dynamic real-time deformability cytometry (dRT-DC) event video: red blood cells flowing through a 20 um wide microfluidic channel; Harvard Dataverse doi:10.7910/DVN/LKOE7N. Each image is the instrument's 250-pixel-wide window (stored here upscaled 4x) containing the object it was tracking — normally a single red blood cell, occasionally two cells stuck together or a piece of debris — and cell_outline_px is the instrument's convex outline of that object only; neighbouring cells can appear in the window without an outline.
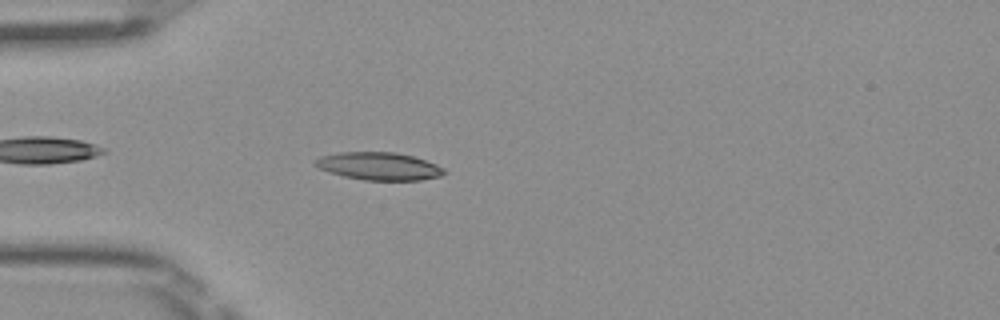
{"species": "Egyptian fruit bat (a non-hibernating species)", "species_latin": "Rousettus aegyptiacus", "temperature_condition": "room temperature", "stored_images_in_passage": 42, "camera_frame_rate_fps": 3000, "um_per_image_px": 0.085, "frame": {"image": 1, "passage_image": 6, "time_ms": 1.667, "image_size_px": [1000, 320], "cell_outline_px": [[448, 172], [440, 176], [420, 180], [364, 180], [344, 176], [328, 172], [312, 164], [312, 160], [320, 156], [340, 152], [396, 152], [412, 156], [436, 164], [444, 168]], "centroid_in_image_um": [32.18, 14.12], "position_along_channel_um": 52.8, "area_um2": 20.92}}
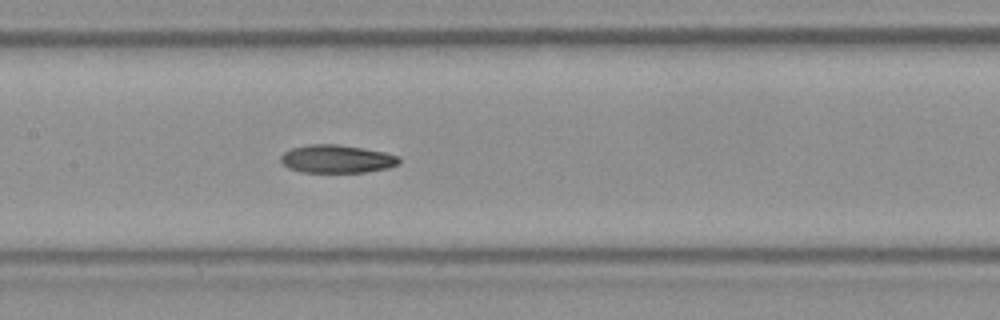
{"frame": {"image": 2, "passage_image": 16, "time_ms": 5.0, "image_size_px": [1000, 320], "cell_outline_px": [[400, 164], [388, 168], [364, 172], [300, 172], [288, 168], [280, 160], [280, 156], [284, 152], [292, 148], [308, 144], [336, 144], [364, 148], [384, 152], [400, 156]], "centroid_in_image_um": [28.64, 13.51], "position_along_channel_um": 178.8, "area_um2": 19.48}}
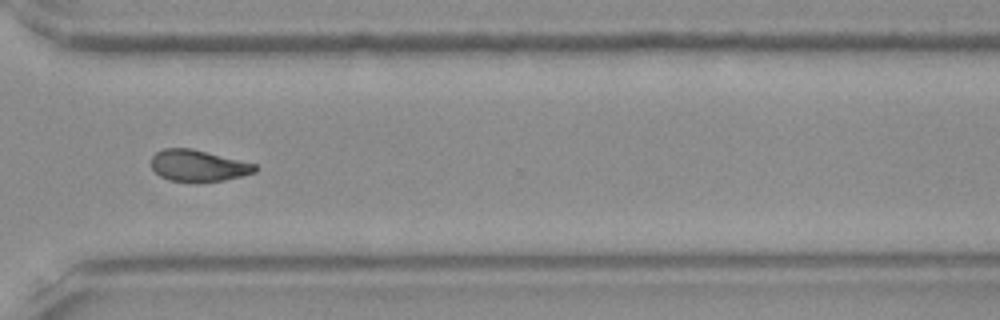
{"frame": {"image": 3, "passage_image": 29, "time_ms": 9.333, "image_size_px": [1000, 320], "cell_outline_px": [[260, 168], [256, 172], [224, 180], [168, 180], [160, 176], [152, 168], [152, 156], [156, 152], [164, 148], [192, 148], [256, 164]], "centroid_in_image_um": [16.87, 14.05], "position_along_channel_um": 353.7, "area_um2": 18.67}, "authors_computed_cell_mechanics": {"area_um2": 19.652, "velocity_mm_per_s": 4.0413, "shape_relaxation_time_tau1_ms": null, "shape_relaxation_time_tau2_ms": 5.7678, "deformation_change_tau1": null, "deformation_change_tau2": 0.131}}